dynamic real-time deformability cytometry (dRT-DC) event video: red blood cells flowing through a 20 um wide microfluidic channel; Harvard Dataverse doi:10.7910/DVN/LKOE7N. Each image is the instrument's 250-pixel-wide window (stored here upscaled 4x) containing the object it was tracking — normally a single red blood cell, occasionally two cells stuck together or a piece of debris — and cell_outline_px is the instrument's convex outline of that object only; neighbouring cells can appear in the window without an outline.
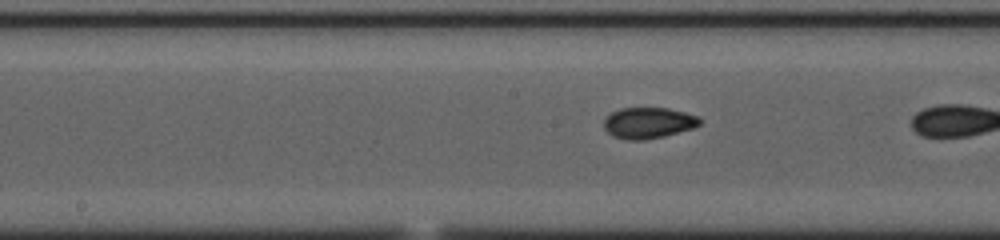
{"species": "common noctule bat (a hibernating species)", "species_latin": "Nyctalus noctula", "temperature_condition": "cold", "stored_images_in_passage": 35, "camera_frame_rate_fps": 3000, "um_per_image_px": 0.085, "animal": {"sex": "female", "body_mass_g": 23.0, "forearm_length_mm": 53.4}, "frame": {"image": 1, "passage_image": 25, "time_ms": 8.0, "image_size_px": [1000, 240], "cell_outline_px": [[700, 124], [692, 128], [664, 136], [644, 140], [628, 140], [612, 136], [604, 128], [604, 120], [612, 112], [620, 108], [668, 108], [700, 116]], "centroid_in_image_um": [55.11, 10.44], "position_along_channel_um": 193.1, "area_um2": 17.28}}